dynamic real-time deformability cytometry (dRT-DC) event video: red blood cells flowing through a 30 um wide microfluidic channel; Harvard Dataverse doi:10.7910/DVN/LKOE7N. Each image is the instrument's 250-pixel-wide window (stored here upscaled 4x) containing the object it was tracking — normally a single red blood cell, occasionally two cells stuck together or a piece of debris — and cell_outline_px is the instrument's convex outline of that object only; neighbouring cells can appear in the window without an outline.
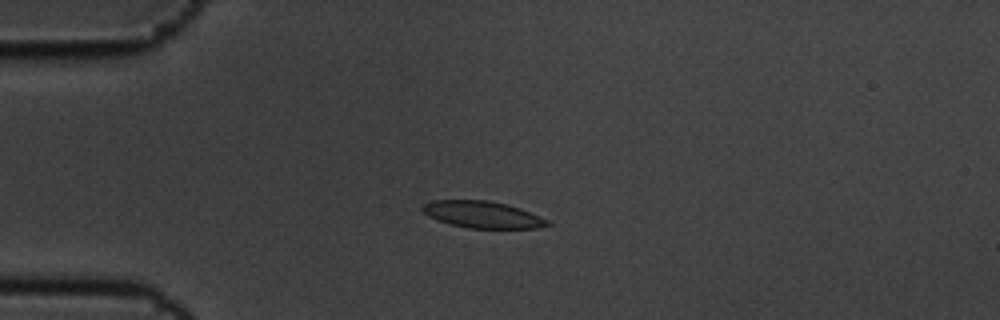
{"species": "common noctule bat (a hibernating species)", "species_latin": "Nyctalus noctula", "temperature_condition": "cold", "stored_images_in_passage": 9, "camera_frame_rate_fps": 3000, "um_per_image_px": 0.085, "animal": {"sex": "male", "body_mass_g": 19.5, "forearm_length_mm": 54.6}, "frame": {"image": 1, "passage_image": 4, "time_ms": 1.0, "image_size_px": [1000, 320], "cell_outline_px": [[552, 224], [540, 228], [468, 228], [452, 224], [428, 216], [420, 208], [424, 204], [432, 200], [488, 200], [508, 204], [520, 208], [540, 216], [548, 220]], "centroid_in_image_um": [41.05, 18.23], "position_along_channel_um": 44.0, "area_um2": 19.48}}
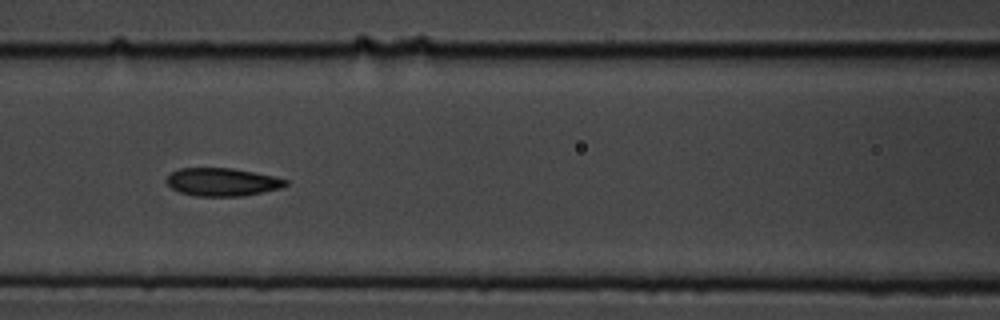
{"frame": {"image": 2, "passage_image": 7, "time_ms": 2.0, "image_size_px": [1000, 320], "cell_outline_px": [[288, 184], [280, 188], [240, 196], [196, 196], [180, 192], [172, 188], [164, 180], [172, 172], [180, 168], [232, 168], [272, 176], [288, 180]], "centroid_in_image_um": [18.85, 15.47], "position_along_channel_um": 147.7, "area_um2": 19.19}}
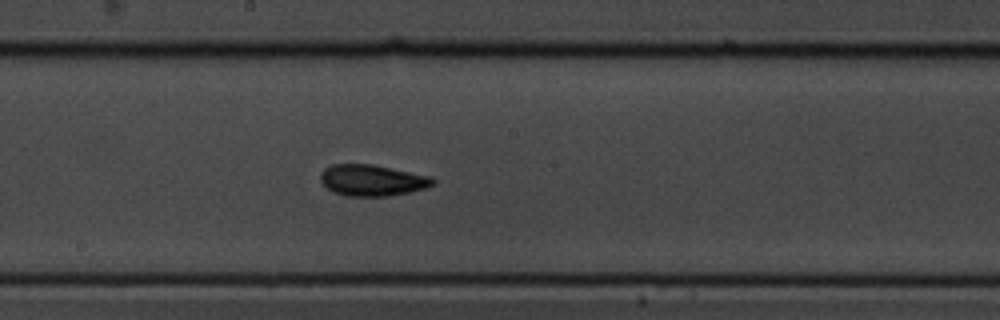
{"frame": {"image": 3, "passage_image": 9, "time_ms": 2.667, "image_size_px": [1000, 320], "cell_outline_px": [[436, 184], [424, 188], [408, 192], [388, 196], [344, 196], [332, 192], [320, 180], [320, 172], [324, 168], [332, 164], [372, 164], [432, 176], [436, 180]], "centroid_in_image_um": [31.63, 15.32], "position_along_channel_um": 216.6, "area_um2": 20.63}}